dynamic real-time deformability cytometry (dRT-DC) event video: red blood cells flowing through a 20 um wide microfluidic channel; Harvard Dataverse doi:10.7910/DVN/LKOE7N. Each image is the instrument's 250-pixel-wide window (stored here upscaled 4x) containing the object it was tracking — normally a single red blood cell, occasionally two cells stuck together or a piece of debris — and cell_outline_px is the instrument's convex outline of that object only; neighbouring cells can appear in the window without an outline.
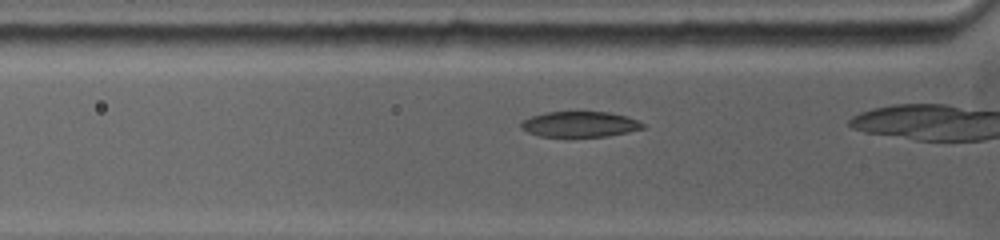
{"species": "common noctule bat (a hibernating species)", "species_latin": "Nyctalus noctula", "temperature_condition": "warm", "stored_images_in_passage": 6, "camera_frame_rate_fps": 5000, "um_per_image_px": 0.085, "animal": {"sex": "female", "body_mass_g": 19.0, "forearm_length_mm": 53.3}, "frame": {"image": 1, "passage_image": 5, "time_ms": 1.2, "image_size_px": [1000, 240], "cell_outline_px": [[644, 128], [628, 132], [608, 136], [540, 136], [528, 132], [520, 128], [520, 124], [524, 120], [532, 116], [544, 112], [608, 112], [628, 116], [644, 124]], "centroid_in_image_um": [49.29, 10.55], "position_along_channel_um": 76.5, "area_um2": 17.98}}